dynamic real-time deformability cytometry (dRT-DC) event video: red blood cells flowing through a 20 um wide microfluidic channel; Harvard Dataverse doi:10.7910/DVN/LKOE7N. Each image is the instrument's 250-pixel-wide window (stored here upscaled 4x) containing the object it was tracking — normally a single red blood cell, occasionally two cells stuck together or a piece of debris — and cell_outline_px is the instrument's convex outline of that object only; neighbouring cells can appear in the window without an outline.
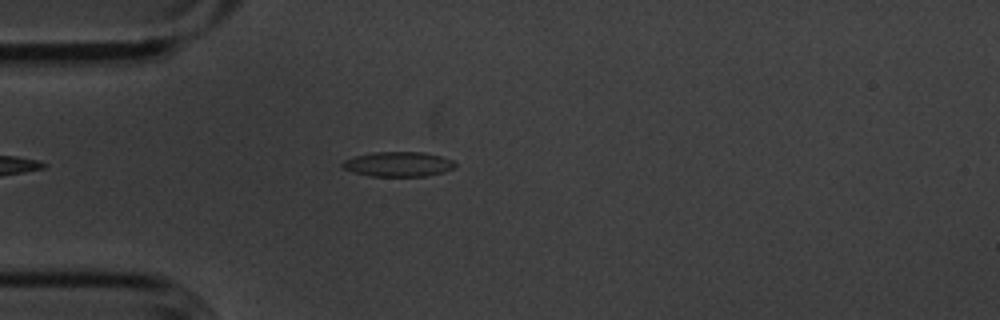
{"species": "common noctule bat (a hibernating species)", "species_latin": "Nyctalus noctula", "temperature_condition": "cold", "stored_images_in_passage": 28, "camera_frame_rate_fps": 3000, "um_per_image_px": 0.085, "animal": {"sex": "male", "body_mass_g": 20.1, "forearm_length_mm": 53.5}, "frame": {"image": 1, "passage_image": 3, "time_ms": 0.667, "image_size_px": [1000, 320], "cell_outline_px": [[456, 168], [444, 172], [424, 176], [368, 176], [352, 172], [344, 168], [340, 164], [344, 160], [356, 156], [372, 152], [424, 152], [440, 156], [452, 160], [456, 164]], "centroid_in_image_um": [33.85, 13.96], "position_along_channel_um": 51.1, "area_um2": 16.36}}
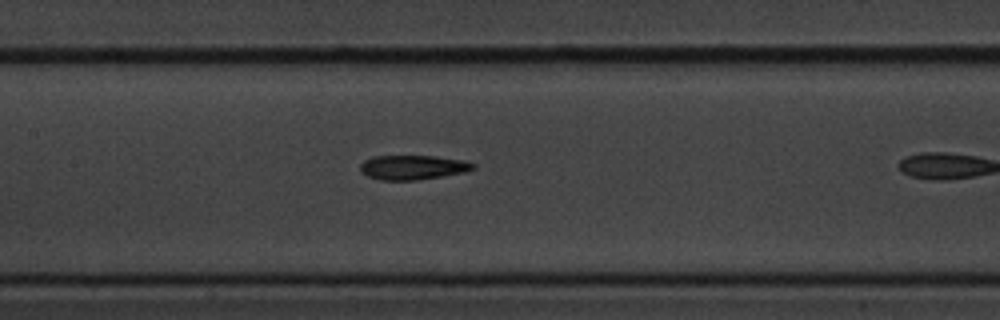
{"frame": {"image": 2, "passage_image": 10, "time_ms": 3.0, "image_size_px": [1000, 320], "cell_outline_px": [[476, 168], [464, 172], [420, 180], [380, 180], [368, 176], [360, 172], [360, 164], [364, 160], [372, 156], [436, 156], [464, 160], [476, 164]], "centroid_in_image_um": [35.09, 14.22], "position_along_channel_um": 172.3, "area_um2": 16.24}}
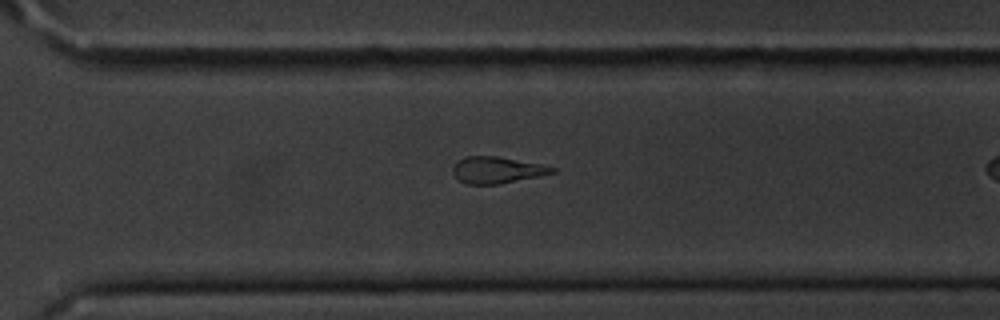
{"frame": {"image": 3, "passage_image": 23, "time_ms": 7.333, "image_size_px": [1000, 320], "cell_outline_px": [[556, 172], [540, 176], [500, 184], [468, 184], [460, 180], [452, 172], [452, 168], [464, 156], [496, 156], [540, 164], [556, 168]], "centroid_in_image_um": [42.26, 14.45], "position_along_channel_um": 328.3, "area_um2": 15.2}}